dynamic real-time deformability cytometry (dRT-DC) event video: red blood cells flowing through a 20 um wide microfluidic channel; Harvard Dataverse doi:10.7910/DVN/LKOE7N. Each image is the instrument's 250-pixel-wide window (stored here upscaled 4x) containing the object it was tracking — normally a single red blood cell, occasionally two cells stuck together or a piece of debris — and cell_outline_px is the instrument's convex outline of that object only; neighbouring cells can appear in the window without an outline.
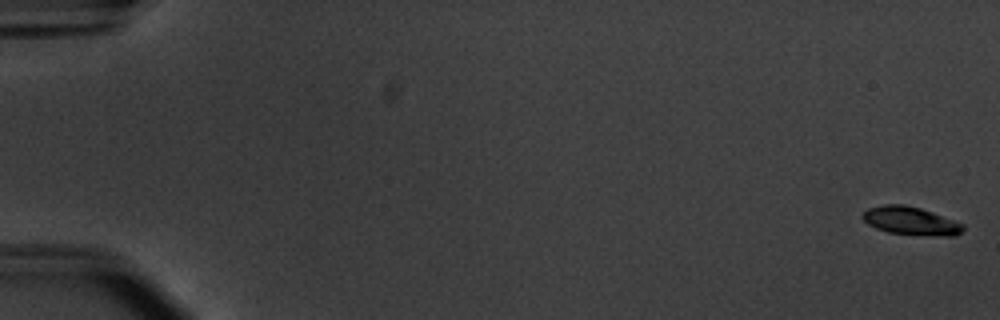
{"species": "common noctule bat (a hibernating species)", "species_latin": "Nyctalus noctula", "temperature_condition": "warm", "stored_images_in_passage": 55, "camera_frame_rate_fps": 3000, "um_per_image_px": 0.085, "animal": {"sex": "male", "body_mass_g": 20.1, "forearm_length_mm": 53.5}, "frame": {"image": 1, "passage_image": 1, "time_ms": 0.0, "image_size_px": [1000, 320], "cell_outline_px": [[964, 228], [960, 232], [952, 236], [936, 236], [888, 232], [876, 228], [868, 224], [860, 216], [868, 208], [884, 204], [904, 204], [920, 208], [932, 212], [964, 224]], "centroid_in_image_um": [77.39, 18.76], "position_along_channel_um": 7.6, "area_um2": 16.36}}
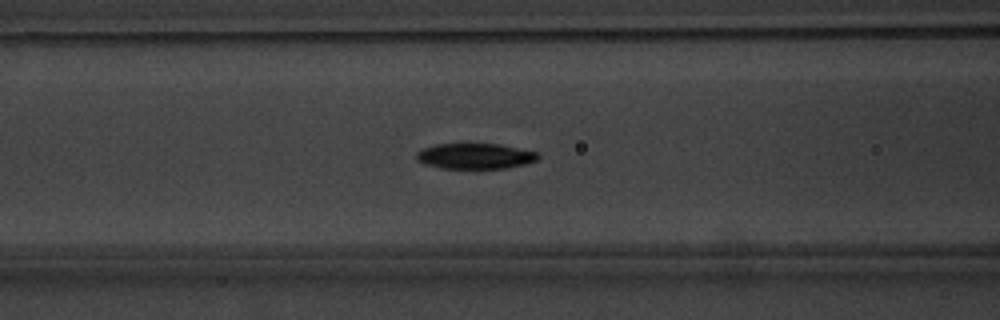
{"frame": {"image": 2, "passage_image": 24, "time_ms": 7.667, "image_size_px": [1000, 320], "cell_outline_px": [[540, 156], [536, 160], [524, 164], [504, 168], [440, 168], [424, 164], [416, 160], [416, 152], [420, 148], [436, 144], [500, 144], [536, 152]], "centroid_in_image_um": [40.31, 13.26], "position_along_channel_um": 126.3, "area_um2": 18.09}}
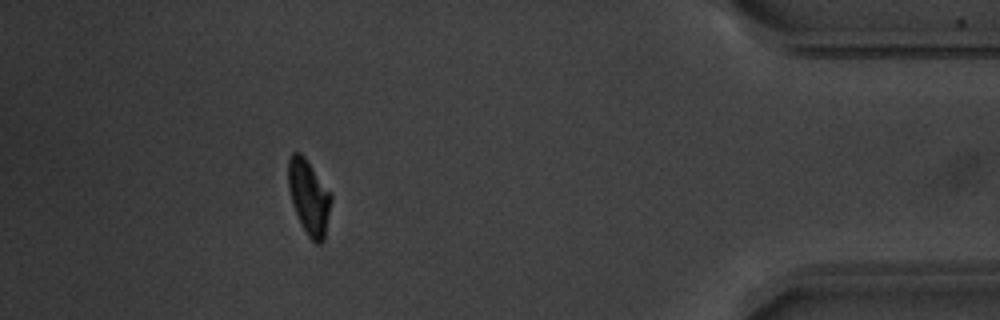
{"frame": {"image": 3, "passage_image": 50, "time_ms": 16.333, "image_size_px": [1000, 320], "cell_outline_px": [[332, 200], [324, 240], [320, 244], [316, 244], [308, 236], [296, 212], [288, 188], [288, 160], [292, 152], [300, 152], [304, 156], [332, 196]], "centroid_in_image_um": [26.26, 16.75], "position_along_channel_um": 408.9, "area_um2": 18.26}, "authors_computed_cell_mechanics": {"area_um2": 18.5538, "velocity_mm_per_s": 3.785, "shape_relaxation_time_tau1_ms": 2.1378, "shape_relaxation_time_tau2_ms": 3.0816, "deformation_change_tau1": 0.1413, "deformation_change_tau2": 0.0538}}